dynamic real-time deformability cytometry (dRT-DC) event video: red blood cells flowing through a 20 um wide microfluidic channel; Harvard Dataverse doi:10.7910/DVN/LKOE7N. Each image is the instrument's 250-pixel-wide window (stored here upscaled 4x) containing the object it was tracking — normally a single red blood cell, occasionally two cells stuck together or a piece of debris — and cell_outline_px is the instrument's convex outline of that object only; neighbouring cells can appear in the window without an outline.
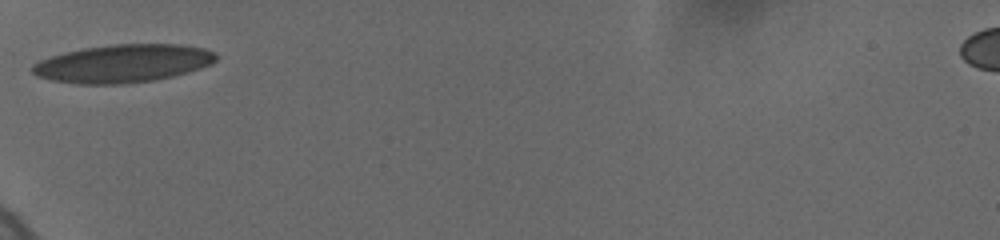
{"species": "human", "species_latin": "Homo sapiens", "temperature_condition": "cold", "stored_images_in_passage": 39, "camera_frame_rate_fps": 3000, "um_per_image_px": 0.085, "donor": {"sex": "female"}, "frame": {"image": 1, "passage_image": 1, "time_ms": 0.0, "image_size_px": [1000, 240], "cell_outline_px": [[216, 60], [200, 68], [188, 72], [156, 80], [120, 84], [80, 84], [52, 80], [36, 76], [28, 68], [32, 64], [40, 60], [64, 52], [84, 48], [112, 44], [180, 44], [204, 48], [216, 52]], "centroid_in_image_um": [10.42, 5.39], "position_along_channel_um": 74.6, "area_um2": 40.75}}
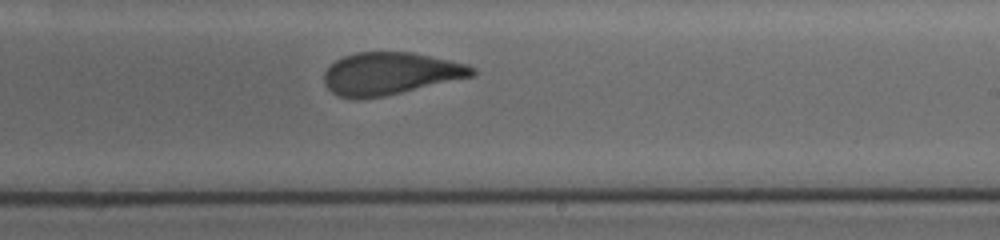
{"frame": {"image": 2, "passage_image": 22, "time_ms": 5.0, "image_size_px": [1000, 240], "cell_outline_px": [[476, 72], [472, 76], [384, 96], [340, 96], [332, 92], [324, 84], [324, 72], [336, 60], [344, 56], [356, 52], [412, 52], [468, 64], [476, 68]], "centroid_in_image_um": [33.19, 6.22], "position_along_channel_um": 255.8, "area_um2": 35.78}}
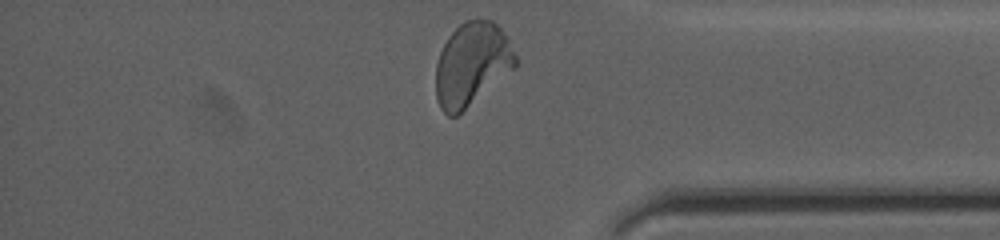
{"frame": {"image": 3, "passage_image": 38, "time_ms": 9.0, "image_size_px": [1000, 240], "cell_outline_px": [[516, 68], [456, 116], [448, 116], [440, 108], [436, 100], [436, 64], [440, 52], [448, 36], [464, 20], [492, 20], [500, 28], [508, 40], [516, 56]], "centroid_in_image_um": [40.09, 5.47], "position_along_channel_um": 395.1, "area_um2": 38.44}, "authors_computed_cell_mechanics": {"area_um2": 37.57, "velocity_mm_per_s": 3.6859, "shape_relaxation_time_tau1_ms": 8.5055, "shape_relaxation_time_tau2_ms": 0.9068, "deformation_change_tau1": 0.2205, "deformation_change_tau2": 0.0688}}